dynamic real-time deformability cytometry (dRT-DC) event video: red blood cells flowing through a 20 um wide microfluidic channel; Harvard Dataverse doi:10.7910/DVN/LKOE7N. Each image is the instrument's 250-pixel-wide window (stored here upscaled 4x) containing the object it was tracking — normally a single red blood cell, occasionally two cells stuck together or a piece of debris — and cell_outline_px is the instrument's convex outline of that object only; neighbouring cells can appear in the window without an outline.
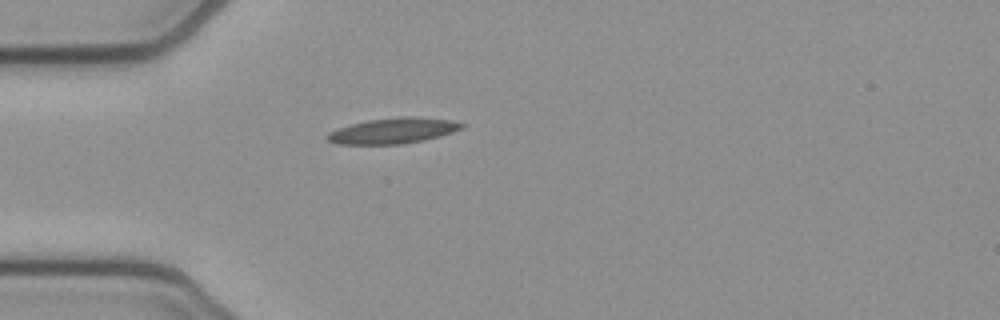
{"species": "common noctule bat (a hibernating species)", "species_latin": "Nyctalus noctula", "temperature_condition": "cold", "stored_images_in_passage": 39, "camera_frame_rate_fps": 3000, "um_per_image_px": 0.085, "animal": {"sex": "female", "body_mass_g": 21.9}, "frame": {"image": 1, "passage_image": 1, "time_ms": 0.0, "image_size_px": [1000, 320], "cell_outline_px": [[464, 128], [440, 136], [424, 140], [400, 144], [336, 144], [328, 140], [324, 136], [328, 132], [352, 124], [368, 120], [404, 116], [452, 120], [464, 124]], "centroid_in_image_um": [33.41, 11.12], "position_along_channel_um": 51.6, "area_um2": 19.88}}
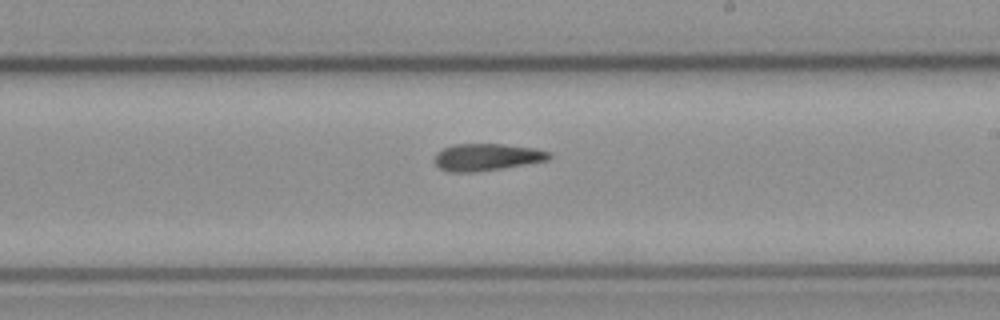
{"frame": {"image": 2, "passage_image": 17, "time_ms": 5.333, "image_size_px": [1000, 320], "cell_outline_px": [[552, 156], [548, 160], [500, 168], [472, 172], [448, 172], [440, 168], [432, 160], [436, 152], [452, 144], [504, 144], [532, 148], [552, 152]], "centroid_in_image_um": [41.33, 13.34], "position_along_channel_um": 247.7, "area_um2": 18.03}}
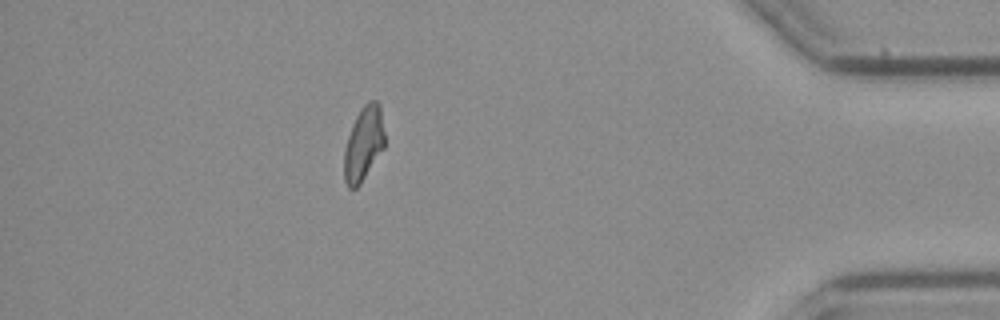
{"frame": {"image": 3, "passage_image": 33, "time_ms": 10.667, "image_size_px": [1000, 320], "cell_outline_px": [[384, 148], [360, 184], [356, 188], [348, 188], [344, 180], [344, 148], [348, 136], [356, 116], [360, 108], [368, 100], [376, 100], [380, 104], [384, 132]], "centroid_in_image_um": [30.9, 12.2], "position_along_channel_um": 404.3, "area_um2": 17.57}, "authors_computed_cell_mechanics": {"area_um2": 18.207, "velocity_mm_per_s": 3.8439, "shape_relaxation_time_tau1_ms": null, "shape_relaxation_time_tau2_ms": 4.168, "deformation_change_tau1": null, "deformation_change_tau2": 0.127}}